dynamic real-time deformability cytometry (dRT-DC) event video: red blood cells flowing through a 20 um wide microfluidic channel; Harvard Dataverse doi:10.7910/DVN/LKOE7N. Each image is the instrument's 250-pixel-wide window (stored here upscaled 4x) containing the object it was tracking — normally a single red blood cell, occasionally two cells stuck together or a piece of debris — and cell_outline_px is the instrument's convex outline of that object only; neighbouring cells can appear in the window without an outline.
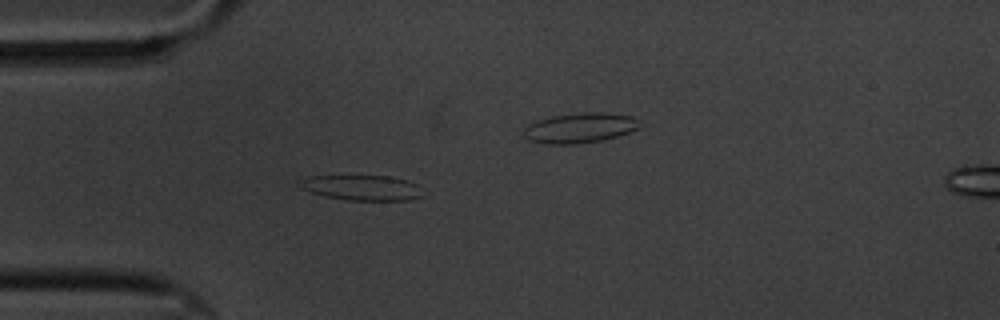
{"species": "common noctule bat (a hibernating species)", "species_latin": "Nyctalus noctula", "temperature_condition": "cold", "stored_images_in_passage": 2, "camera_frame_rate_fps": 3000, "um_per_image_px": 0.085, "animal": {"sex": "male", "body_mass_g": 20.1, "forearm_length_mm": 53.5}, "frame": {"image": 1, "passage_image": 1, "time_ms": 0.0, "image_size_px": [1000, 320], "cell_outline_px": [[424, 196], [408, 200], [348, 200], [324, 196], [300, 188], [300, 180], [308, 176], [388, 176], [408, 180], [416, 184]], "centroid_in_image_um": [30.77, 15.95], "position_along_channel_um": 54.2, "area_um2": 17.98}}